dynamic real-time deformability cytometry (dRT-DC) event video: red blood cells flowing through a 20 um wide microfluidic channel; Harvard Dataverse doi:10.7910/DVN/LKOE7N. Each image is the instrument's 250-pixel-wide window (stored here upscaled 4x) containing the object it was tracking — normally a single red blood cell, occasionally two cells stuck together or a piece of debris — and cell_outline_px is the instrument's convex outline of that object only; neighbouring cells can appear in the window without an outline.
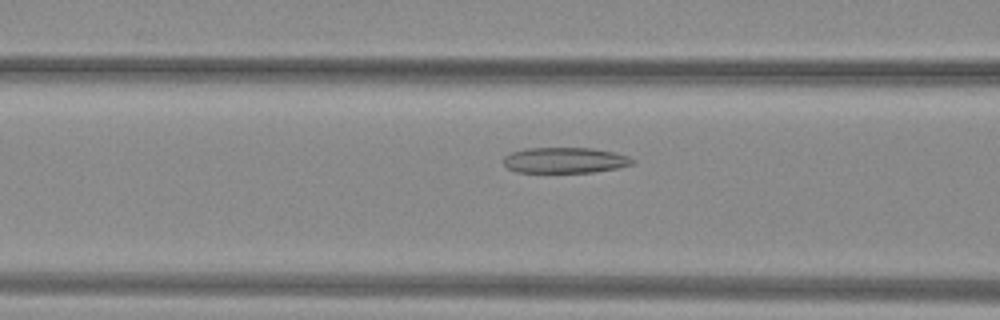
{"species": "common noctule bat (a hibernating species)", "species_latin": "Nyctalus noctula", "temperature_condition": "warm", "stored_images_in_passage": 36, "camera_frame_rate_fps": 3000, "um_per_image_px": 0.085, "animal": {"sex": "female", "body_mass_g": 29.2, "forearm_length_mm": 56.3}, "frame": {"image": 1, "passage_image": 6, "time_ms": 1.667, "image_size_px": [1000, 320], "cell_outline_px": [[636, 160], [632, 164], [616, 168], [592, 172], [516, 172], [508, 168], [504, 164], [504, 156], [512, 152], [524, 148], [592, 148], [612, 152], [628, 156]], "centroid_in_image_um": [48.0, 13.62], "position_along_channel_um": 118.6, "area_um2": 19.19}}
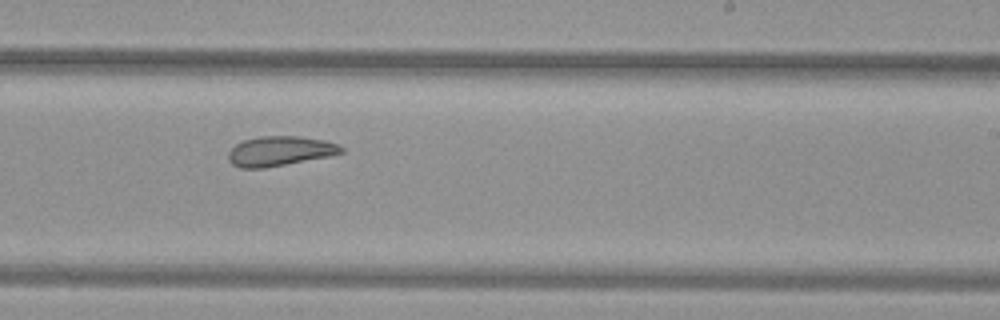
{"frame": {"image": 2, "passage_image": 17, "time_ms": 5.333, "image_size_px": [1000, 320], "cell_outline_px": [[344, 152], [328, 156], [264, 168], [240, 168], [232, 164], [228, 160], [228, 152], [236, 144], [244, 140], [260, 136], [300, 136], [324, 140], [340, 144], [344, 148]], "centroid_in_image_um": [23.79, 12.83], "position_along_channel_um": 265.2, "area_um2": 19.54}}
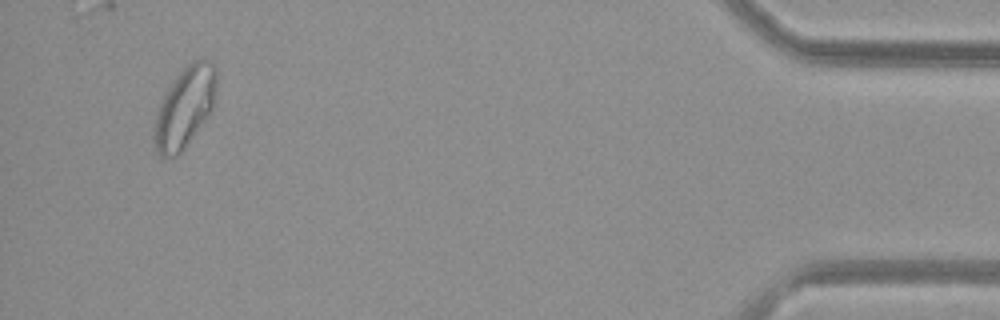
{"frame": {"image": 3, "passage_image": 34, "time_ms": 11.0, "image_size_px": [1000, 320], "cell_outline_px": [[216, 100], [208, 116], [180, 152], [176, 156], [160, 156], [152, 140], [152, 132], [156, 116], [160, 104], [168, 88], [176, 76], [192, 60], [212, 60], [216, 64]], "centroid_in_image_um": [15.72, 9.09], "position_along_channel_um": 419.5, "area_um2": 29.02}, "authors_computed_cell_mechanics": {"area_um2": 20.519, "velocity_mm_per_s": 4.003, "shape_relaxation_time_tau1_ms": null, "shape_relaxation_time_tau2_ms": 4.2517, "deformation_change_tau1": null, "deformation_change_tau2": 0.1117}}